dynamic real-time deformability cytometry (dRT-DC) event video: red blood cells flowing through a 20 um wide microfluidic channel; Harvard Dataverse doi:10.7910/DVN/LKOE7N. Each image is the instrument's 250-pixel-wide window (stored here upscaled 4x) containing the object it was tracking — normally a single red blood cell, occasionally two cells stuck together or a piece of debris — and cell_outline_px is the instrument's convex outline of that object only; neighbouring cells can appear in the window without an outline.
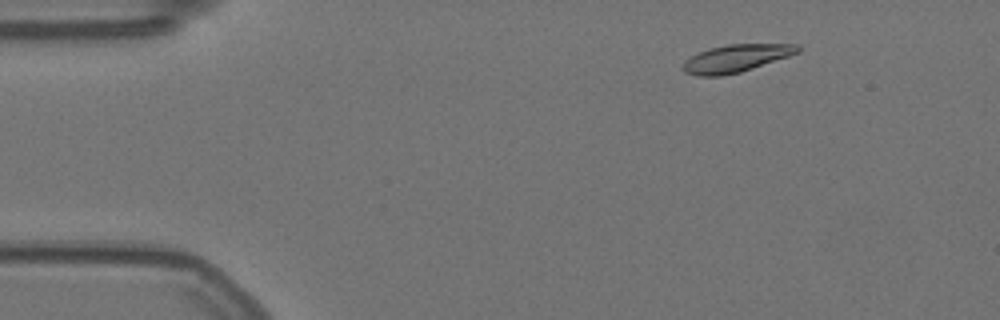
{"species": "Egyptian fruit bat (a non-hibernating species)", "species_latin": "Rousettus aegyptiacus", "temperature_condition": "warm", "stored_images_in_passage": 50, "camera_frame_rate_fps": 3000, "um_per_image_px": 0.085, "animal": {"sex": "female"}, "frame": {"image": 1, "passage_image": 1, "time_ms": 0.0, "image_size_px": [1000, 320], "cell_outline_px": [[800, 52], [740, 72], [720, 76], [696, 76], [684, 72], [680, 68], [684, 60], [708, 48], [728, 44], [796, 44], [800, 48]], "centroid_in_image_um": [62.5, 4.96], "position_along_channel_um": 22.5, "area_um2": 18.38}}
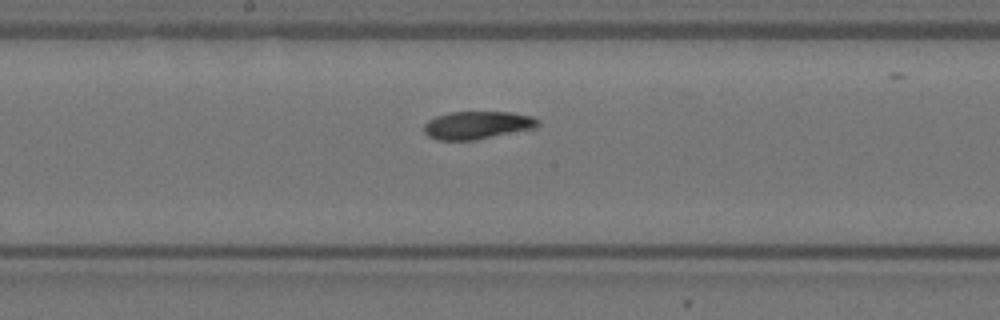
{"frame": {"image": 2, "passage_image": 23, "time_ms": 7.333, "image_size_px": [1000, 320], "cell_outline_px": [[540, 124], [536, 128], [472, 140], [436, 140], [428, 136], [424, 132], [424, 124], [428, 120], [436, 116], [448, 112], [512, 112], [532, 116], [540, 120]], "centroid_in_image_um": [40.57, 10.63], "position_along_channel_um": 207.6, "area_um2": 18.55}}
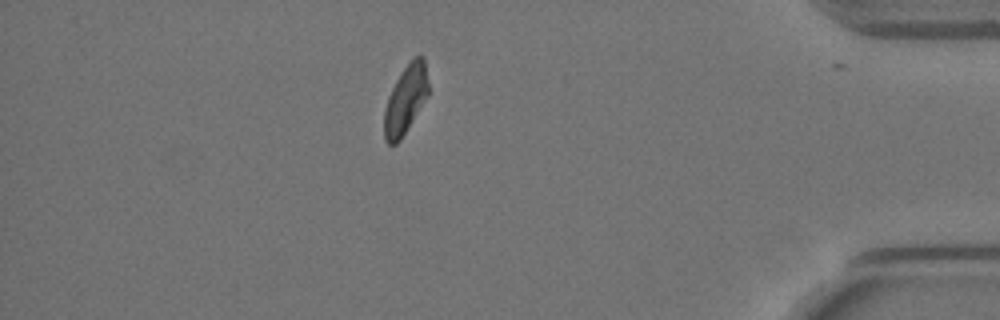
{"frame": {"image": 3, "passage_image": 43, "time_ms": 14.0, "image_size_px": [1000, 320], "cell_outline_px": [[428, 96], [400, 140], [396, 144], [388, 144], [384, 140], [384, 108], [388, 96], [400, 72], [412, 56], [424, 56], [428, 80]], "centroid_in_image_um": [34.47, 8.43], "position_along_channel_um": 400.7, "area_um2": 17.8}, "authors_computed_cell_mechanics": {"area_um2": 18.7272, "velocity_mm_per_s": 3.5315, "shape_relaxation_time_tau1_ms": null, "shape_relaxation_time_tau2_ms": 3.569, "deformation_change_tau1": null, "deformation_change_tau2": 0.0976}}